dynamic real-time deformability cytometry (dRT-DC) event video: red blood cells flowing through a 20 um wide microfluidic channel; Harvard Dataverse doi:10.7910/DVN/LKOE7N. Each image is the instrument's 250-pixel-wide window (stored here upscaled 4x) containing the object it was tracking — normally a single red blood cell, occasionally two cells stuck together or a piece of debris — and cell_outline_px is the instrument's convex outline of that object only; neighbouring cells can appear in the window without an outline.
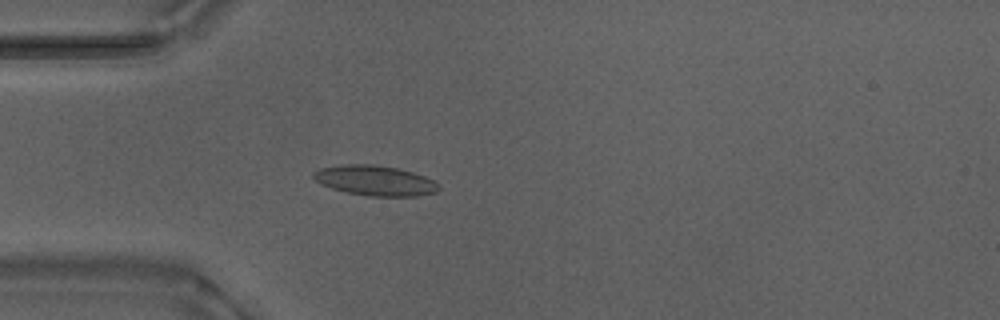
{"species": "Egyptian fruit bat (a non-hibernating species)", "species_latin": "Rousettus aegyptiacus", "temperature_condition": "warm", "stored_images_in_passage": 54, "camera_frame_rate_fps": 3000, "um_per_image_px": 0.085, "animal": {"sex": "male"}, "frame": {"image": 1, "passage_image": 16, "time_ms": 5.0, "image_size_px": [1000, 320], "cell_outline_px": [[440, 188], [436, 192], [420, 196], [368, 196], [348, 192], [332, 188], [320, 184], [312, 176], [312, 172], [320, 168], [340, 164], [376, 164], [396, 168], [412, 172], [424, 176], [440, 184]], "centroid_in_image_um": [31.87, 15.34], "position_along_channel_um": 53.1, "area_um2": 22.08}}
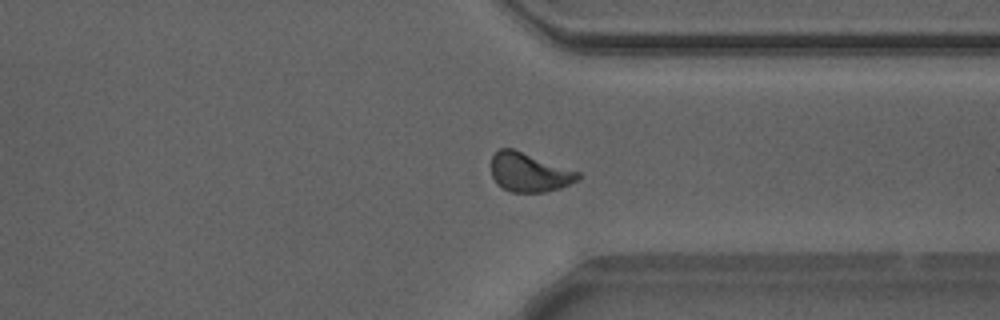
{"frame": {"image": 2, "passage_image": 41, "time_ms": 13.333, "image_size_px": [1000, 320], "cell_outline_px": [[580, 176], [576, 180], [560, 188], [544, 192], [512, 192], [496, 184], [492, 176], [492, 156], [500, 148], [512, 148], [580, 172]], "centroid_in_image_um": [44.96, 14.65], "position_along_channel_um": 366.4, "area_um2": 19.48}}
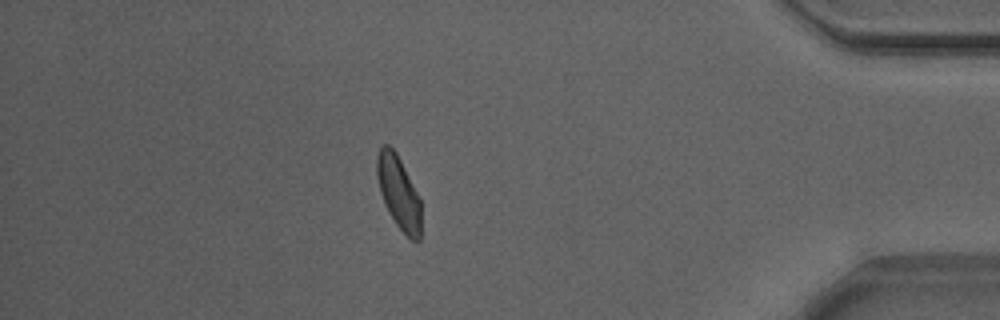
{"frame": {"image": 3, "passage_image": 47, "time_ms": 15.333, "image_size_px": [1000, 320], "cell_outline_px": [[420, 240], [416, 244], [396, 224], [384, 204], [380, 192], [376, 176], [376, 156], [380, 144], [388, 144], [396, 152], [420, 200]], "centroid_in_image_um": [33.85, 16.33], "position_along_channel_um": 401.4, "area_um2": 18.67}, "authors_computed_cell_mechanics": {"area_um2": 19.8543, "velocity_mm_per_s": 3.8588, "shape_relaxation_time_tau1_ms": 3.3794, "shape_relaxation_time_tau2_ms": 2.1752, "deformation_change_tau1": 0.1172, "deformation_change_tau2": 0.0667}}